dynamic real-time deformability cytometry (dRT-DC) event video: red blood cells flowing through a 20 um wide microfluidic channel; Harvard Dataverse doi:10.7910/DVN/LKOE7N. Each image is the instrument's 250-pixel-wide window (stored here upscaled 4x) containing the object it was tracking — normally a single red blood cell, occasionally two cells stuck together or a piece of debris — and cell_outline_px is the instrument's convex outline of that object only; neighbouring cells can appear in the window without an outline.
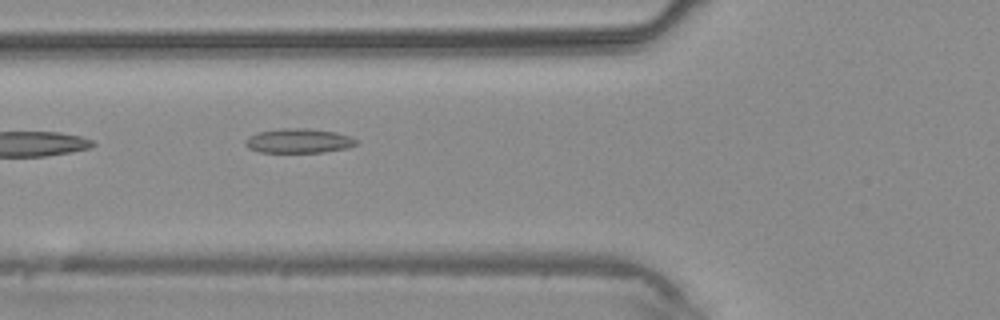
{"species": "common noctule bat (a hibernating species)", "species_latin": "Nyctalus noctula", "temperature_condition": "warm", "stored_images_in_passage": 6, "camera_frame_rate_fps": 3000, "um_per_image_px": 0.085, "animal": {"sex": "male", "body_mass_g": 20.4}, "frame": {"image": 1, "passage_image": 5, "time_ms": 4.667, "image_size_px": [1000, 320], "cell_outline_px": [[360, 144], [348, 148], [324, 152], [260, 152], [248, 148], [244, 144], [248, 136], [260, 132], [284, 128], [308, 128], [336, 132], [348, 136], [356, 140]], "centroid_in_image_um": [25.41, 11.97], "position_along_channel_um": 100.4, "area_um2": 15.78}}
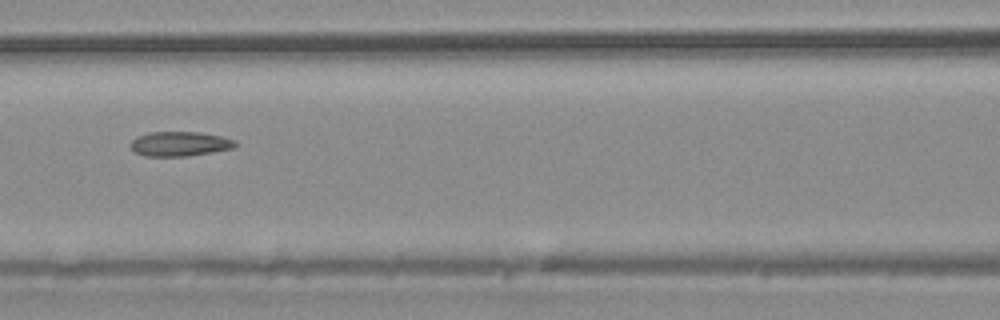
{"frame": {"image": 2, "passage_image": 6, "time_ms": 5.667, "image_size_px": [1000, 320], "cell_outline_px": [[236, 144], [232, 148], [212, 152], [188, 156], [144, 156], [136, 152], [132, 148], [132, 140], [140, 136], [152, 132], [200, 132], [220, 136], [236, 140]], "centroid_in_image_um": [15.31, 12.23], "position_along_channel_um": 151.3, "area_um2": 14.74}}